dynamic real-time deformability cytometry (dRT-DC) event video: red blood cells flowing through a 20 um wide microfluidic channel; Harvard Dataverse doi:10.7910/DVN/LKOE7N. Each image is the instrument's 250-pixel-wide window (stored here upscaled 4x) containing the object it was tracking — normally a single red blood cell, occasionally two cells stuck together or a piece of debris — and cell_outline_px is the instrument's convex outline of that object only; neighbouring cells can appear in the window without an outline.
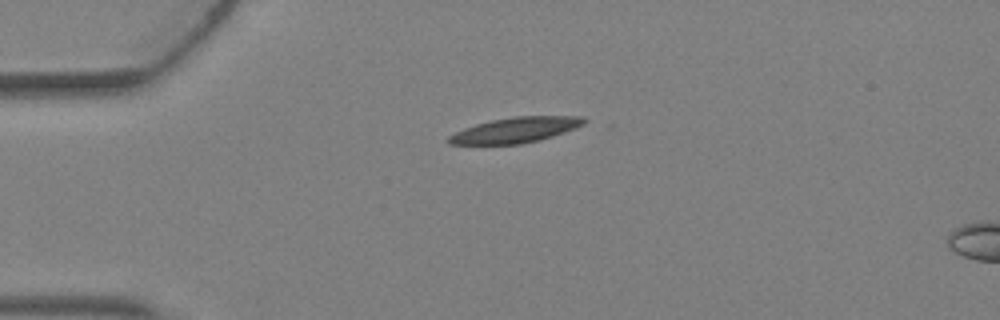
{"species": "Egyptian fruit bat (a non-hibernating species)", "species_latin": "Rousettus aegyptiacus", "temperature_condition": "warm", "stored_images_in_passage": 3, "camera_frame_rate_fps": 3000, "um_per_image_px": 0.085, "animal": {"sex": "female"}, "frame": {"image": 1, "passage_image": 1, "time_ms": 0.0, "image_size_px": [1000, 320], "cell_outline_px": [[588, 120], [584, 124], [576, 128], [552, 136], [520, 144], [448, 144], [448, 136], [464, 128], [476, 124], [492, 120], [512, 116], [584, 116]], "centroid_in_image_um": [43.84, 11.04], "position_along_channel_um": 41.2, "area_um2": 19.88}}
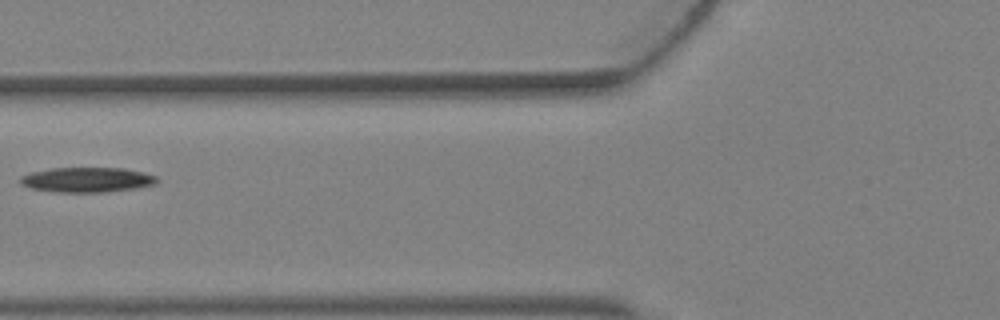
{"frame": {"image": 2, "passage_image": 3, "time_ms": 0.667, "image_size_px": [1000, 320], "cell_outline_px": [[160, 180], [156, 184], [136, 188], [108, 192], [52, 192], [32, 188], [20, 184], [20, 176], [32, 172], [52, 168], [124, 168], [156, 176]], "centroid_in_image_um": [7.4, 15.29], "position_along_channel_um": 118.4, "area_um2": 19.88}}